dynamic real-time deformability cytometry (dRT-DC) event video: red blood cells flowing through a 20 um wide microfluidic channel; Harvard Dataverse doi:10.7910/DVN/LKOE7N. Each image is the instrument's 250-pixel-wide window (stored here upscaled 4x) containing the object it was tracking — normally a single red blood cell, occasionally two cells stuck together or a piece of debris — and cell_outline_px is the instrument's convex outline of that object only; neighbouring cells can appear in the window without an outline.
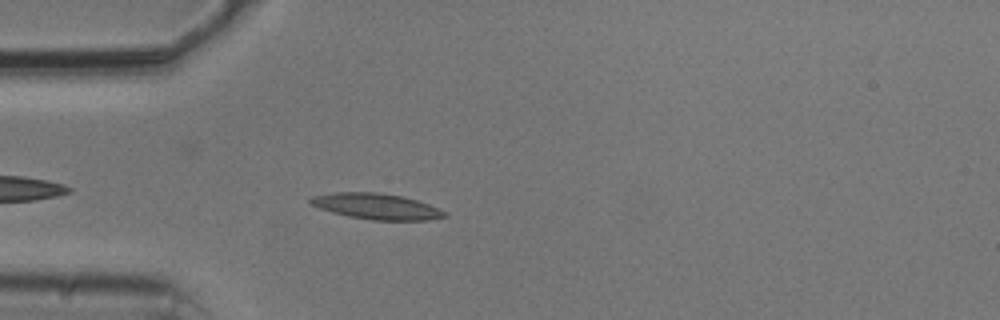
{"species": "common noctule bat (a hibernating species)", "species_latin": "Nyctalus noctula", "temperature_condition": "cold", "stored_images_in_passage": 44, "camera_frame_rate_fps": 3000, "um_per_image_px": 0.085, "animal": {"sex": "male", "body_mass_g": 20.5, "forearm_length_mm": 52.5}, "frame": {"image": 1, "passage_image": 5, "time_ms": 1.333, "image_size_px": [1000, 320], "cell_outline_px": [[448, 216], [428, 220], [372, 220], [348, 216], [332, 212], [308, 204], [308, 200], [312, 196], [336, 192], [376, 192], [404, 196], [428, 204], [444, 212]], "centroid_in_image_um": [31.95, 17.53], "position_along_channel_um": 53.0, "area_um2": 20.11}}
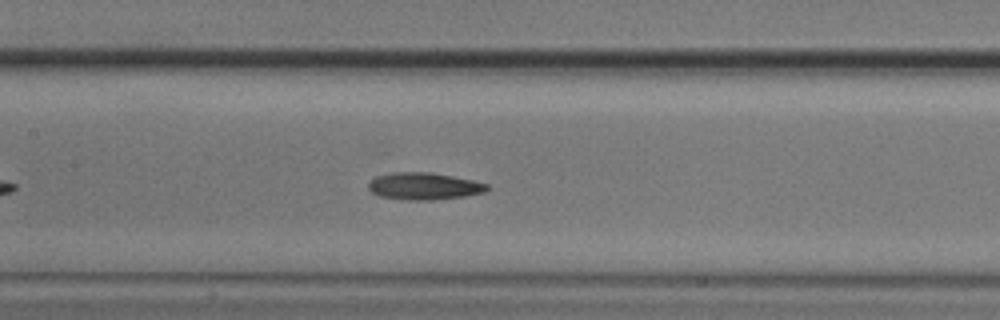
{"frame": {"image": 2, "passage_image": 15, "time_ms": 4.667, "image_size_px": [1000, 320], "cell_outline_px": [[488, 188], [484, 192], [464, 196], [428, 200], [408, 200], [380, 196], [372, 192], [368, 188], [368, 184], [376, 176], [392, 172], [428, 172], [452, 176], [472, 180], [488, 184]], "centroid_in_image_um": [36.02, 15.82], "position_along_channel_um": 171.4, "area_um2": 18.5}}
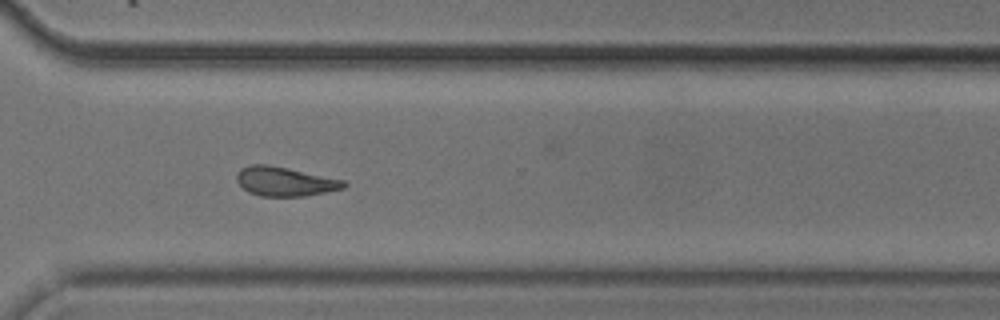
{"frame": {"image": 3, "passage_image": 29, "time_ms": 9.333, "image_size_px": [1000, 320], "cell_outline_px": [[348, 184], [344, 188], [304, 196], [260, 196], [248, 192], [236, 180], [236, 172], [240, 168], [252, 164], [268, 164], [288, 168], [344, 180]], "centroid_in_image_um": [24.18, 15.41], "position_along_channel_um": 346.4, "area_um2": 18.21}, "authors_computed_cell_mechanics": {"area_um2": 18.496, "velocity_mm_per_s": 3.7712, "shape_relaxation_time_tau1_ms": 4.3311, "shape_relaxation_time_tau2_ms": 4.1123, "deformation_change_tau1": 0.1198, "deformation_change_tau2": 0.1294}}